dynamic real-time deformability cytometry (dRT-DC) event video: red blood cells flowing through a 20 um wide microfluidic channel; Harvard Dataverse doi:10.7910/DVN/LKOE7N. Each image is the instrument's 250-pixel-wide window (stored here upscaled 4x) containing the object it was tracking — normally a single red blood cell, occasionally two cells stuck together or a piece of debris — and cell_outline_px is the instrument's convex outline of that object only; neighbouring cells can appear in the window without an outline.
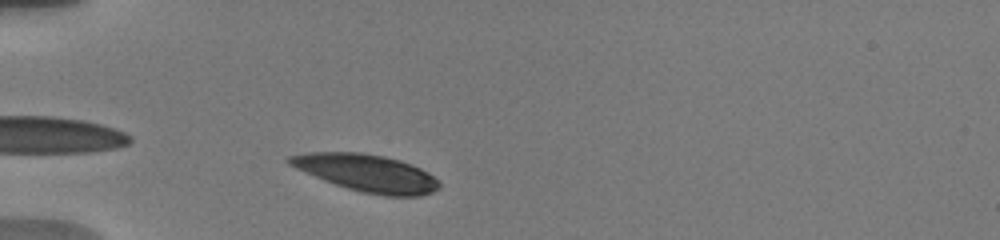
{"species": "human", "species_latin": "Homo sapiens", "temperature_condition": "warm", "stored_images_in_passage": 6, "camera_frame_rate_fps": 3000, "um_per_image_px": 0.085, "donor": {"sex": "male"}, "frame": {"image": 1, "passage_image": 3, "time_ms": 0.667, "image_size_px": [1000, 240], "cell_outline_px": [[440, 188], [432, 192], [420, 196], [384, 196], [364, 192], [348, 188], [324, 180], [296, 168], [288, 164], [284, 160], [288, 156], [308, 152], [360, 152], [384, 156], [400, 160], [420, 168], [428, 172], [440, 184]], "centroid_in_image_um": [31.16, 14.69], "position_along_channel_um": 53.8, "area_um2": 32.31}}
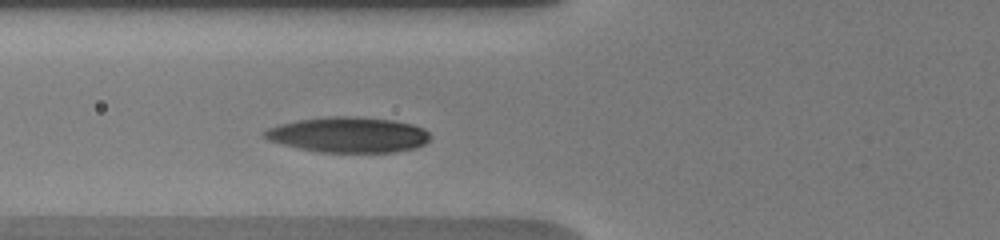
{"frame": {"image": 2, "passage_image": 6, "time_ms": 2.333, "image_size_px": [1000, 240], "cell_outline_px": [[432, 136], [424, 144], [416, 148], [396, 152], [320, 152], [300, 148], [268, 140], [260, 136], [268, 128], [280, 124], [296, 120], [328, 116], [360, 116], [392, 120], [412, 124], [424, 128]], "centroid_in_image_um": [29.63, 11.44], "position_along_channel_um": 96.2, "area_um2": 34.39}}